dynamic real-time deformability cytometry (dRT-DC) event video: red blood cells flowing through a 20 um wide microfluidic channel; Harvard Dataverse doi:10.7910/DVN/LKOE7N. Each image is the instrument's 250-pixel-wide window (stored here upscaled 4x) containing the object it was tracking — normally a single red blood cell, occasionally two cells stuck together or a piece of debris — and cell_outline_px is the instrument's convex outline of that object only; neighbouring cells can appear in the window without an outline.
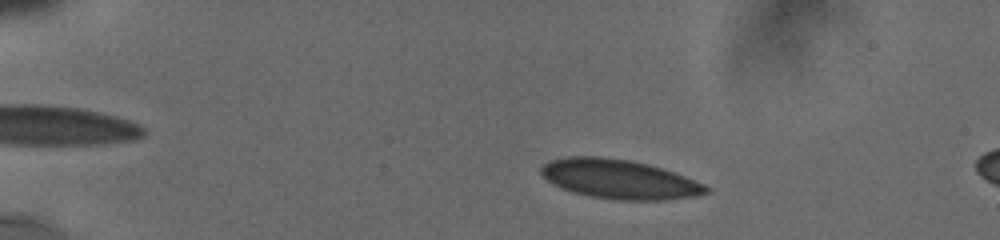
{"species": "human", "species_latin": "Homo sapiens", "temperature_condition": "cold", "stored_images_in_passage": 17, "camera_frame_rate_fps": 3000, "um_per_image_px": 0.085, "donor": {"sex": "male"}, "frame": {"image": 1, "passage_image": 9, "time_ms": 2.667, "image_size_px": [1000, 240], "cell_outline_px": [[708, 192], [688, 196], [660, 200], [616, 200], [588, 196], [572, 192], [548, 180], [540, 172], [540, 168], [544, 164], [552, 160], [568, 156], [600, 156], [628, 160], [648, 164], [684, 176], [704, 184], [708, 188]], "centroid_in_image_um": [52.59, 15.22], "position_along_channel_um": 32.4, "area_um2": 37.11}}